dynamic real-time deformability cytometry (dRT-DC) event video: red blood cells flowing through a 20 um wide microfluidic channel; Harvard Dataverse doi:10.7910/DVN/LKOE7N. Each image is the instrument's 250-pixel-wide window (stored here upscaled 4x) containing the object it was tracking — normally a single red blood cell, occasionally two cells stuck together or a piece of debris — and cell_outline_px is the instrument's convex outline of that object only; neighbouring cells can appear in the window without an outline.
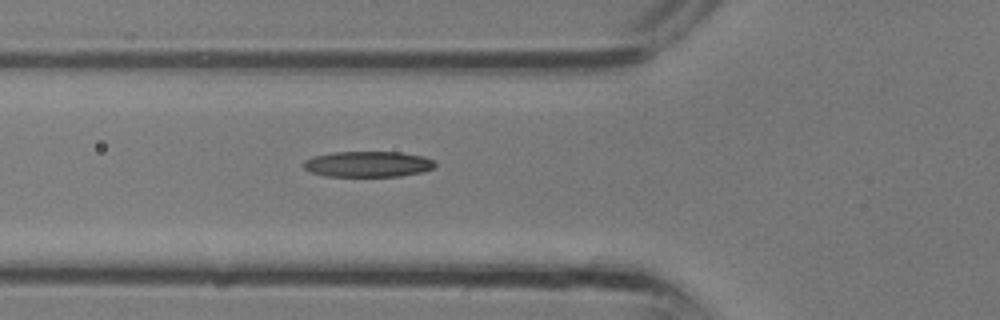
{"species": "common noctule bat (a hibernating species)", "species_latin": "Nyctalus noctula", "temperature_condition": "room temperature", "stored_images_in_passage": 3, "camera_frame_rate_fps": 3000, "um_per_image_px": 0.085, "animal": {"sex": "male", "body_mass_g": 13.3}, "frame": {"image": 1, "passage_image": 3, "time_ms": 0.667, "image_size_px": [1000, 320], "cell_outline_px": [[436, 164], [432, 168], [420, 172], [400, 176], [324, 176], [312, 172], [304, 168], [304, 160], [312, 156], [332, 152], [400, 152], [424, 156], [432, 160]], "centroid_in_image_um": [31.24, 13.94], "position_along_channel_um": 94.6, "area_um2": 19.65}}